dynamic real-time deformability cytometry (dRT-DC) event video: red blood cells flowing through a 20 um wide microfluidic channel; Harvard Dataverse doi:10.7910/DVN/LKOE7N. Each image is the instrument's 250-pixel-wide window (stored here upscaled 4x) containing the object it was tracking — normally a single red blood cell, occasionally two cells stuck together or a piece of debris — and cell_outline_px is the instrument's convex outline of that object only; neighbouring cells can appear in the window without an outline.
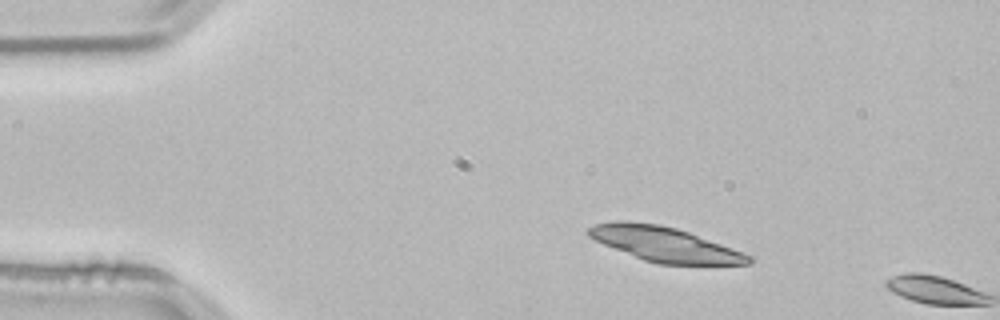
{"species": "common noctule bat (a hibernating species)", "species_latin": "Nyctalus noctula", "temperature_condition": "room temperature", "stored_images_in_passage": 2, "camera_frame_rate_fps": 3000, "um_per_image_px": 0.085, "animal": {"sex": "male", "body_mass_g": 21.5, "forearm_length_mm": 52.0}, "frame": {"image": 1, "passage_image": 1, "time_ms": 0.0, "image_size_px": [1000, 320], "cell_outline_px": [[752, 264], [660, 264], [644, 260], [604, 244], [588, 236], [584, 232], [588, 228], [596, 224], [616, 220], [628, 220], [660, 224], [676, 228], [688, 232], [752, 256]], "centroid_in_image_um": [56.44, 20.74], "position_along_channel_um": 28.6, "area_um2": 32.02}}